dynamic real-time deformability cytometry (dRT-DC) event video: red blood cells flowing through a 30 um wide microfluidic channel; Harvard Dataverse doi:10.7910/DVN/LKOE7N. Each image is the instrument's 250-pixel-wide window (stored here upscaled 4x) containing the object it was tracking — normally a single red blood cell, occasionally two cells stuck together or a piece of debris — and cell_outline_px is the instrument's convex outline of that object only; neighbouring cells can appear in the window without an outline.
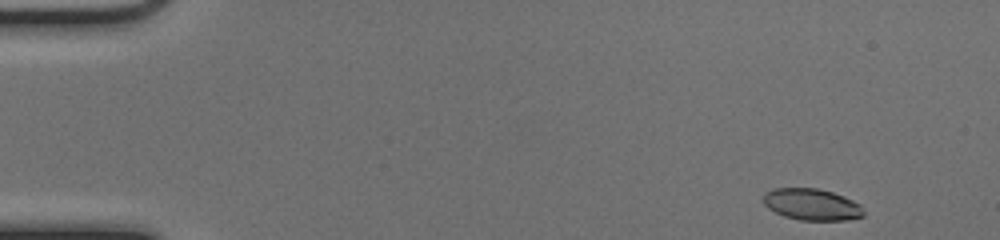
{"species": "common noctule bat (a hibernating species)", "species_latin": "Nyctalus noctula", "temperature_condition": "cold", "stored_images_in_passage": 48, "camera_frame_rate_fps": 3000, "um_per_image_px": 0.085, "animal": {"sex": "female", "body_mass_g": 17.0, "forearm_length_mm": 48.0}, "frame": {"image": 1, "passage_image": 1, "time_ms": 0.0, "image_size_px": [1000, 240], "cell_outline_px": [[864, 216], [848, 220], [800, 220], [784, 216], [768, 208], [764, 204], [764, 192], [772, 188], [816, 188], [832, 192], [844, 196], [860, 204], [864, 212]], "centroid_in_image_um": [69.0, 17.37], "position_along_channel_um": 16.0, "area_um2": 18.5}}
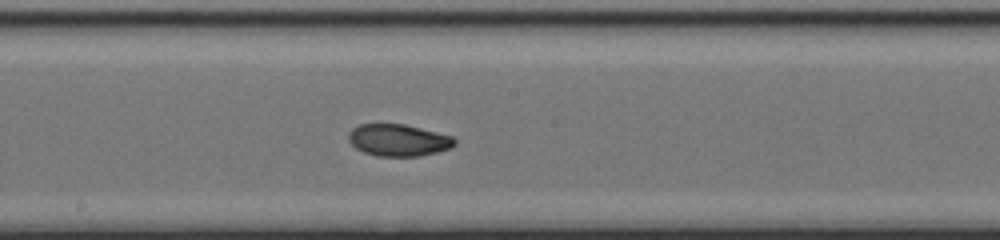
{"frame": {"image": 2, "passage_image": 25, "time_ms": 8.0, "image_size_px": [1000, 240], "cell_outline_px": [[456, 144], [452, 148], [420, 156], [376, 156], [364, 152], [356, 148], [348, 140], [348, 132], [352, 128], [360, 124], [404, 124], [452, 136], [456, 140]], "centroid_in_image_um": [33.86, 11.91], "position_along_channel_um": 214.3, "area_um2": 19.77}}
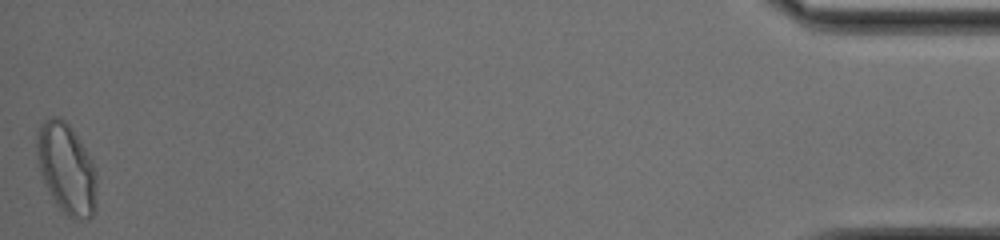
{"frame": {"image": 3, "passage_image": 48, "time_ms": 15.667, "image_size_px": [1000, 240], "cell_outline_px": [[96, 208], [92, 216], [88, 220], [80, 220], [68, 216], [60, 208], [52, 196], [36, 164], [36, 132], [40, 124], [44, 120], [52, 116], [60, 116], [72, 128], [92, 160], [96, 172]], "centroid_in_image_um": [5.64, 14.31], "position_along_channel_um": 429.6, "area_um2": 31.85}, "authors_computed_cell_mechanics": {"area_um2": 20.1144, "velocity_mm_per_s": 4.0359, "shape_relaxation_time_tau1_ms": 8.4862, "shape_relaxation_time_tau2_ms": 2.3905, "deformation_change_tau1": 0.2145, "deformation_change_tau2": 0.0605}}